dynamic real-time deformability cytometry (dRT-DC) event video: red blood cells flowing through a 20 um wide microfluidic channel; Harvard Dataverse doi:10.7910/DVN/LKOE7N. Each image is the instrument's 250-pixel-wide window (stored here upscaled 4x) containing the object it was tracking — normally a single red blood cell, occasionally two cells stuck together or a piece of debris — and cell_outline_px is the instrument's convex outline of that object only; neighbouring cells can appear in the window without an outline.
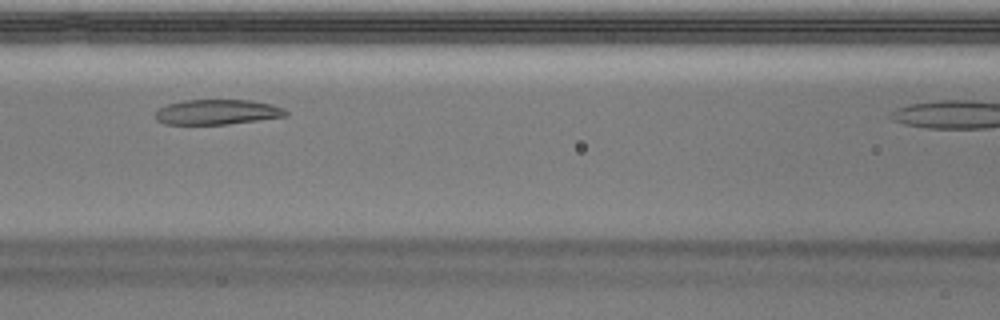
{"species": "Egyptian fruit bat (a non-hibernating species)", "species_latin": "Rousettus aegyptiacus", "temperature_condition": "warm", "stored_images_in_passage": 29, "camera_frame_rate_fps": 3000, "um_per_image_px": 0.085, "animal": {"sex": "male"}, "frame": {"image": 1, "passage_image": 13, "time_ms": 4.0, "image_size_px": [1000, 320], "cell_outline_px": [[288, 112], [284, 116], [228, 124], [164, 124], [156, 120], [156, 112], [160, 108], [168, 104], [184, 100], [248, 100], [272, 104], [284, 108]], "centroid_in_image_um": [18.45, 9.52], "position_along_channel_um": 148.2, "area_um2": 18.84}}